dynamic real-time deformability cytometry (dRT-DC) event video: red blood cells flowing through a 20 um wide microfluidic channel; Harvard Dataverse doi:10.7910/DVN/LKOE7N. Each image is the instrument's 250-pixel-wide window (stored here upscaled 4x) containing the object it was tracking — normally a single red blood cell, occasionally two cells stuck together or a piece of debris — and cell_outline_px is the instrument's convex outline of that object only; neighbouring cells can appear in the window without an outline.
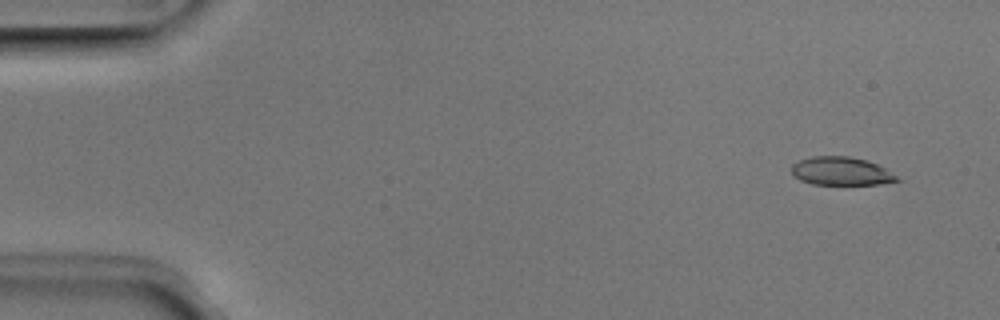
{"species": "Egyptian fruit bat (a non-hibernating species)", "species_latin": "Rousettus aegyptiacus", "temperature_condition": "room temperature", "stored_images_in_passage": 50, "camera_frame_rate_fps": 3000, "um_per_image_px": 0.085, "animal": {"sex": "male"}, "frame": {"image": 1, "passage_image": 3, "time_ms": 0.667, "image_size_px": [1000, 320], "cell_outline_px": [[900, 180], [876, 184], [812, 184], [800, 180], [792, 176], [792, 164], [800, 160], [812, 156], [848, 156], [868, 160], [884, 168], [896, 176]], "centroid_in_image_um": [71.44, 14.54], "position_along_channel_um": 13.6, "area_um2": 17.22}}
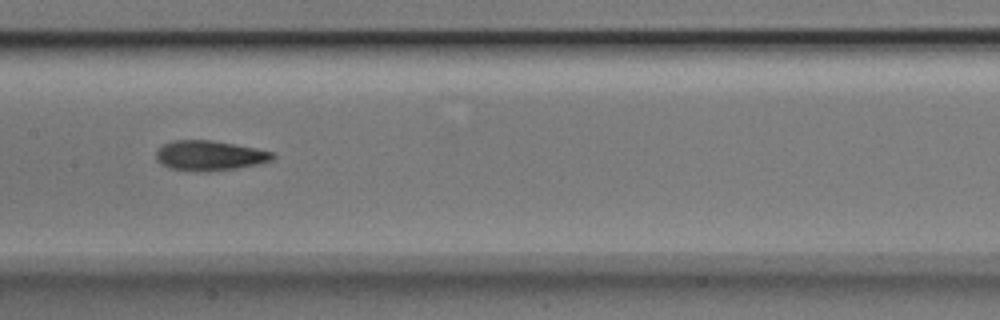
{"frame": {"image": 2, "passage_image": 25, "time_ms": 8.0, "image_size_px": [1000, 320], "cell_outline_px": [[276, 156], [272, 160], [260, 164], [236, 168], [208, 172], [204, 172], [172, 168], [160, 164], [156, 160], [156, 152], [164, 144], [172, 140], [212, 140], [256, 148], [272, 152]], "centroid_in_image_um": [17.83, 13.22], "position_along_channel_um": 189.6, "area_um2": 20.35}}
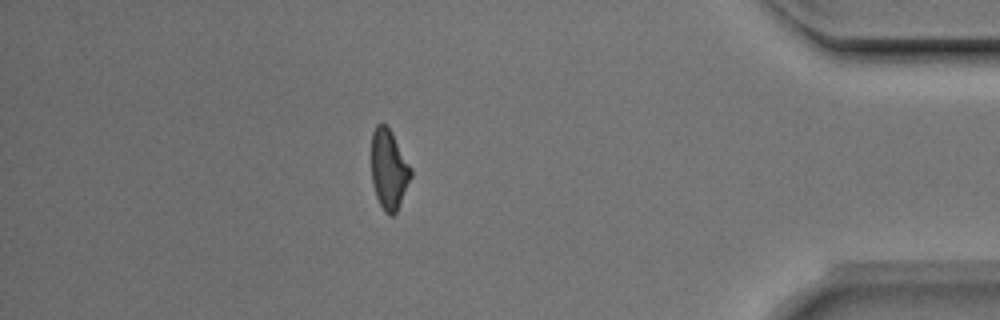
{"frame": {"image": 3, "passage_image": 44, "time_ms": 14.333, "image_size_px": [1000, 320], "cell_outline_px": [[412, 176], [396, 212], [392, 216], [388, 216], [384, 212], [376, 196], [372, 180], [372, 132], [376, 124], [384, 124], [392, 132], [412, 168]], "centroid_in_image_um": [33.06, 14.41], "position_along_channel_um": 402.1, "area_um2": 18.32}, "authors_computed_cell_mechanics": {"area_um2": 19.363, "velocity_mm_per_s": 3.9989, "shape_relaxation_time_tau1_ms": 4.9575, "shape_relaxation_time_tau2_ms": 2.8535, "deformation_change_tau1": 0.1513, "deformation_change_tau2": 0.1076}}